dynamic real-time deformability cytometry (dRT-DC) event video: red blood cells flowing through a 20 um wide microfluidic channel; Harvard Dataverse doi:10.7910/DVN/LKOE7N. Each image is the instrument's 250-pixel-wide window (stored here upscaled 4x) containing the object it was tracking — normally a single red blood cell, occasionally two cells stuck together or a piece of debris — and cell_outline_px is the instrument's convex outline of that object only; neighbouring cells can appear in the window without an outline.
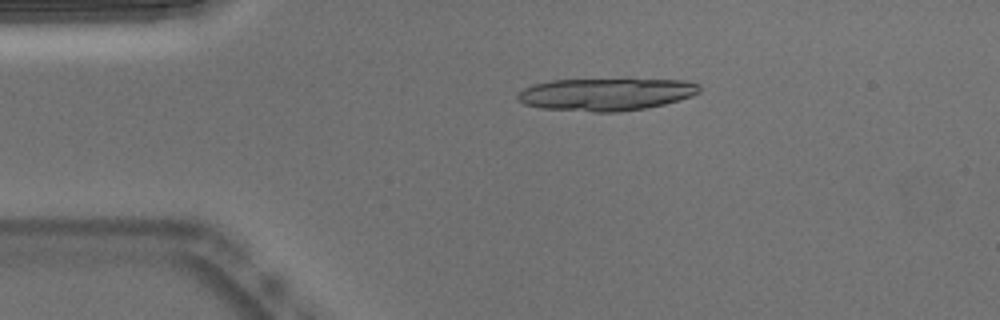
{"species": "Egyptian fruit bat (a non-hibernating species)", "species_latin": "Rousettus aegyptiacus", "temperature_condition": "warm", "stored_images_in_passage": 31, "camera_frame_rate_fps": 3000, "um_per_image_px": 0.085, "animal": {"sex": "male"}, "frame": {"image": 1, "passage_image": 10, "time_ms": 3.0, "image_size_px": [1000, 320], "cell_outline_px": [[700, 92], [692, 96], [680, 100], [664, 104], [644, 108], [620, 112], [592, 112], [540, 108], [524, 104], [516, 100], [516, 96], [524, 88], [536, 84], [552, 80], [628, 76], [684, 80], [700, 84]], "centroid_in_image_um": [51.57, 7.96], "position_along_channel_um": 33.4, "area_um2": 36.13}}